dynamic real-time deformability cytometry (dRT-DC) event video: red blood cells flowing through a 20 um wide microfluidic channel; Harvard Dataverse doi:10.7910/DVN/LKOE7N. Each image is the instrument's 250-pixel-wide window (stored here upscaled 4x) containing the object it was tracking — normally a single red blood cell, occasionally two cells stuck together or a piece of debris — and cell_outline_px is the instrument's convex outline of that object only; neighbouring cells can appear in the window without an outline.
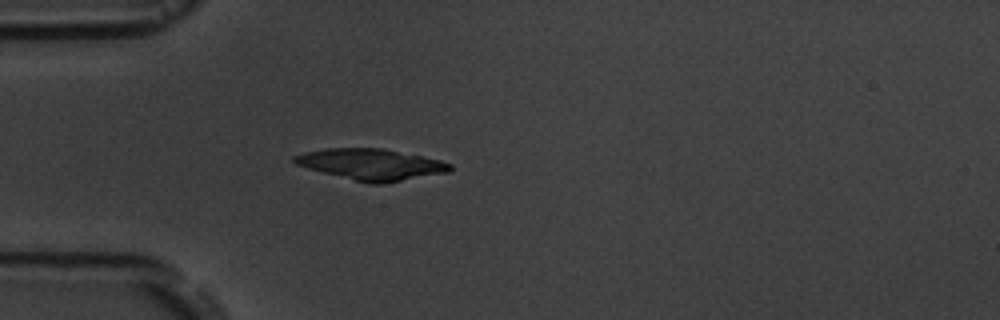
{"species": "common noctule bat (a hibernating species)", "species_latin": "Nyctalus noctula", "temperature_condition": "room temperature", "stored_images_in_passage": 4, "camera_frame_rate_fps": 3000, "um_per_image_px": 0.085, "animal": {"sex": "male", "body_mass_g": 19.5, "forearm_length_mm": 54.6}, "frame": {"image": 1, "passage_image": 4, "time_ms": 3.333, "image_size_px": [1000, 320], "cell_outline_px": [[452, 168], [448, 172], [380, 184], [372, 184], [308, 168], [296, 164], [292, 160], [292, 156], [304, 152], [328, 148], [384, 148], [440, 160], [452, 164]], "centroid_in_image_um": [31.55, 13.96], "position_along_channel_um": 53.4, "area_um2": 27.86}}